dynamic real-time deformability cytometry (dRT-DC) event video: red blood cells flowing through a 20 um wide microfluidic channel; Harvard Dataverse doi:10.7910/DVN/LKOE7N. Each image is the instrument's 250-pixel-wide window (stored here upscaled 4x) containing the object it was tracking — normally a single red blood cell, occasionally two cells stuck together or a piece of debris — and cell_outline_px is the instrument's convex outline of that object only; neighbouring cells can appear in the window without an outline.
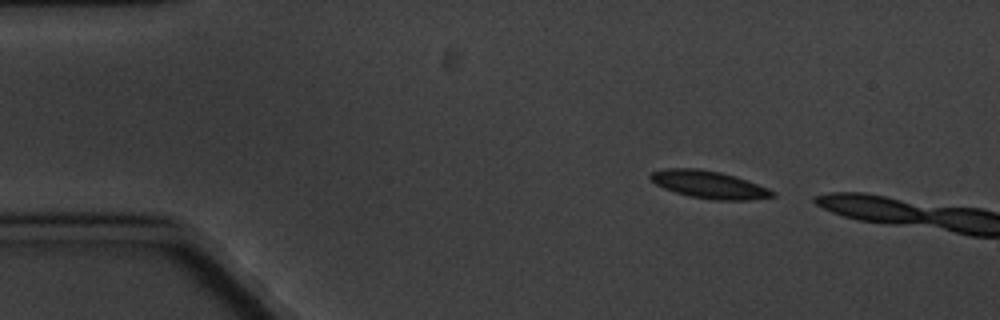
{"species": "common noctule bat (a hibernating species)", "species_latin": "Nyctalus noctula", "temperature_condition": "cold", "stored_images_in_passage": 4, "camera_frame_rate_fps": 3000, "um_per_image_px": 0.085, "animal": {"sex": "male", "body_mass_g": 20.1, "forearm_length_mm": 53.5}, "frame": {"image": 1, "passage_image": 1, "time_ms": 0.0, "image_size_px": [1000, 320], "cell_outline_px": [[776, 196], [748, 200], [716, 200], [692, 196], [676, 192], [664, 188], [656, 184], [648, 176], [652, 172], [664, 168], [700, 168], [720, 172], [736, 176], [768, 188], [776, 192]], "centroid_in_image_um": [60.28, 15.68], "position_along_channel_um": 24.7, "area_um2": 19.48}}